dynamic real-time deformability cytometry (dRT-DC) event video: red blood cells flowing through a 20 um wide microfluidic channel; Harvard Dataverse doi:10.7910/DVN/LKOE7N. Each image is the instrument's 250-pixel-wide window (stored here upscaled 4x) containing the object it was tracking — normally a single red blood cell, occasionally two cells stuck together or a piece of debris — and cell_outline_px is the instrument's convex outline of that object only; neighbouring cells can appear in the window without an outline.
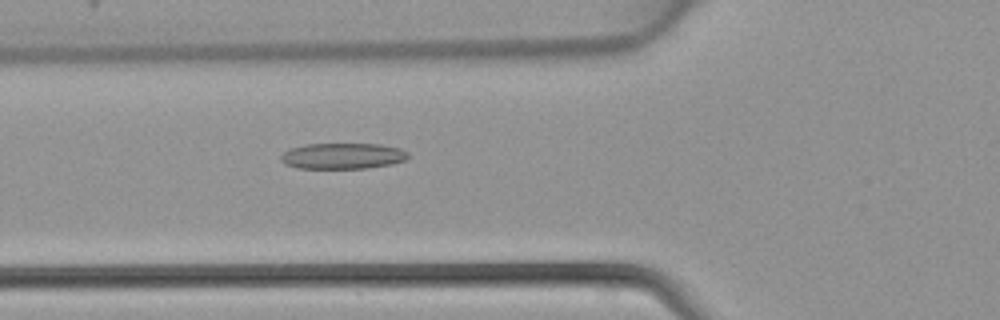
{"species": "common noctule bat (a hibernating species)", "species_latin": "Nyctalus noctula", "temperature_condition": "warm", "stored_images_in_passage": 45, "camera_frame_rate_fps": 3000, "um_per_image_px": 0.085, "animal": {"sex": "female", "body_mass_g": 22.7, "forearm_length_mm": 54.2}, "frame": {"image": 1, "passage_image": 17, "time_ms": 5.333, "image_size_px": [1000, 320], "cell_outline_px": [[408, 160], [392, 164], [364, 168], [296, 168], [284, 164], [280, 160], [280, 156], [288, 148], [304, 144], [380, 144], [400, 148], [408, 152]], "centroid_in_image_um": [29.11, 13.25], "position_along_channel_um": 96.7, "area_um2": 19.42}}
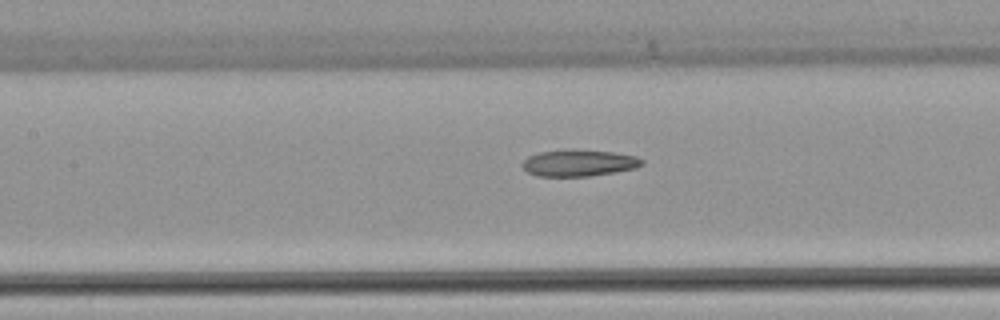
{"frame": {"image": 2, "passage_image": 21, "time_ms": 6.667, "image_size_px": [1000, 320], "cell_outline_px": [[644, 164], [636, 168], [616, 172], [588, 176], [536, 176], [528, 172], [520, 164], [528, 156], [540, 152], [612, 152], [636, 156], [644, 160]], "centroid_in_image_um": [49.23, 13.9], "position_along_channel_um": 158.2, "area_um2": 17.74}}
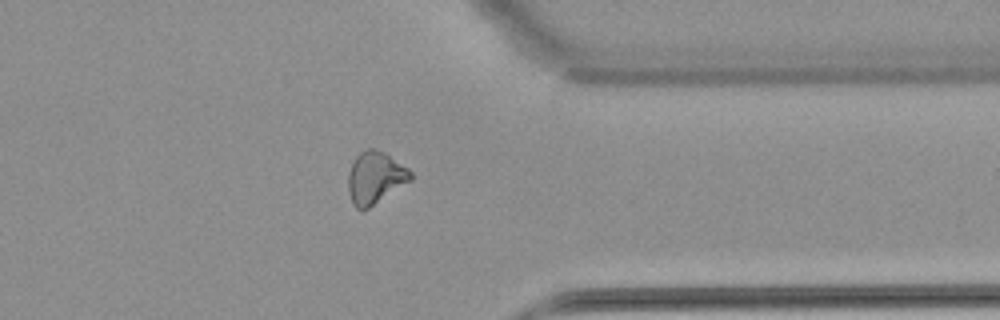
{"frame": {"image": 3, "passage_image": 36, "time_ms": 11.667, "image_size_px": [1000, 320], "cell_outline_px": [[412, 180], [368, 208], [356, 208], [352, 204], [348, 192], [348, 172], [356, 156], [360, 152], [368, 148], [372, 148], [384, 152], [408, 168], [412, 172]], "centroid_in_image_um": [31.88, 15.09], "position_along_channel_um": 379.5, "area_um2": 18.84}}